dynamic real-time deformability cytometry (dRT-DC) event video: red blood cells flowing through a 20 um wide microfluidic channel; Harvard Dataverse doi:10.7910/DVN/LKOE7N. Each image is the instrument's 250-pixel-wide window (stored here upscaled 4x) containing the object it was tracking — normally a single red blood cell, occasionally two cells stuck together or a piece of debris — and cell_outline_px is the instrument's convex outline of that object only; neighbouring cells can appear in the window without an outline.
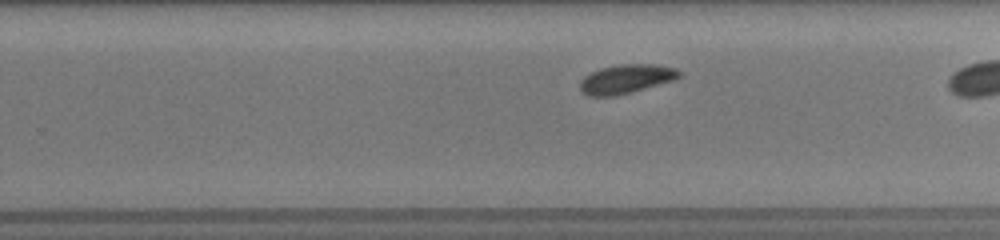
{"species": "common noctule bat (a hibernating species)", "species_latin": "Nyctalus noctula", "temperature_condition": "room temperature", "stored_images_in_passage": 20, "camera_frame_rate_fps": 3000, "um_per_image_px": 0.085, "animal": {"sex": "female", "body_mass_g": 19.5, "forearm_length_mm": 54.1}, "frame": {"image": 1, "passage_image": 15, "time_ms": 5.667, "image_size_px": [1000, 240], "cell_outline_px": [[680, 76], [672, 80], [628, 92], [612, 96], [588, 96], [580, 92], [580, 80], [584, 76], [600, 68], [616, 64], [656, 64], [676, 68], [680, 72]], "centroid_in_image_um": [53.16, 6.69], "position_along_channel_um": 276.6, "area_um2": 16.53}}
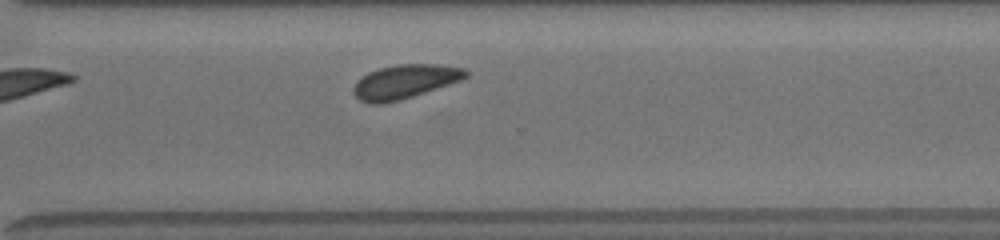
{"frame": {"image": 2, "passage_image": 20, "time_ms": 8.0, "image_size_px": [1000, 240], "cell_outline_px": [[468, 76], [460, 80], [412, 96], [380, 104], [368, 104], [360, 100], [352, 92], [352, 88], [356, 80], [368, 72], [380, 68], [396, 64], [436, 64], [464, 68], [468, 72]], "centroid_in_image_um": [34.35, 6.93], "position_along_channel_um": 336.2, "area_um2": 22.02}}